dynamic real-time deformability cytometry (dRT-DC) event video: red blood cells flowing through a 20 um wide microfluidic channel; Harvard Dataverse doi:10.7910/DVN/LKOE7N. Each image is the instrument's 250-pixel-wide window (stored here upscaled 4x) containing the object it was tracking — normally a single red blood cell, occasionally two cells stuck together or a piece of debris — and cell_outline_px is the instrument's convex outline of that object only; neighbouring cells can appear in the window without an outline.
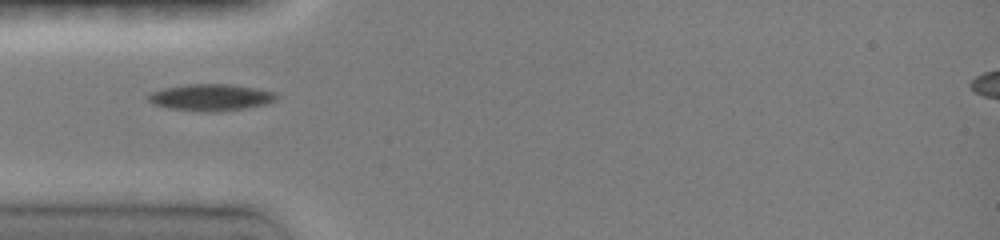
{"species": "common noctule bat (a hibernating species)", "species_latin": "Nyctalus noctula", "temperature_condition": "room temperature", "stored_images_in_passage": 11, "camera_frame_rate_fps": 3000, "um_per_image_px": 0.085, "animal": {"sex": "female", "body_mass_g": 19.0, "forearm_length_mm": 51.5}, "frame": {"image": 1, "passage_image": 1, "time_ms": 0.0, "image_size_px": [1000, 240], "cell_outline_px": [[280, 96], [276, 100], [264, 104], [244, 108], [220, 112], [204, 112], [168, 108], [152, 104], [148, 100], [148, 96], [152, 92], [164, 88], [184, 84], [232, 84], [276, 92]], "centroid_in_image_um": [17.93, 8.28], "position_along_channel_um": 67.1, "area_um2": 20.06}}
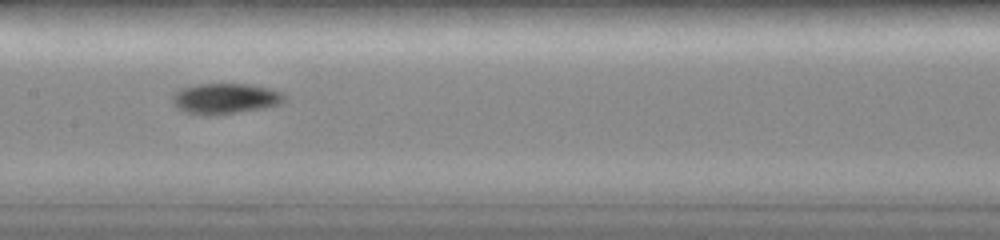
{"frame": {"image": 2, "passage_image": 4, "time_ms": 3.0, "image_size_px": [1000, 240], "cell_outline_px": [[284, 100], [280, 104], [264, 108], [212, 116], [200, 116], [184, 112], [176, 108], [172, 104], [172, 96], [180, 88], [196, 84], [248, 84], [272, 88], [284, 92]], "centroid_in_image_um": [19.11, 8.39], "position_along_channel_um": 188.3, "area_um2": 20.4}}
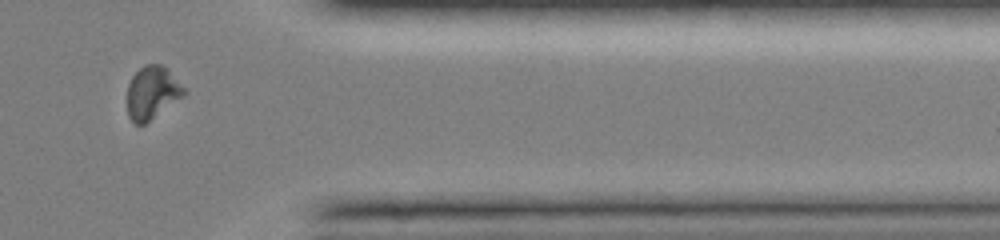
{"frame": {"image": 3, "passage_image": 9, "time_ms": 8.333, "image_size_px": [1000, 240], "cell_outline_px": [[188, 92], [144, 124], [136, 124], [128, 116], [128, 84], [132, 76], [144, 64], [160, 64], [188, 88]], "centroid_in_image_um": [12.95, 7.85], "position_along_channel_um": 398.4, "area_um2": 17.28}}